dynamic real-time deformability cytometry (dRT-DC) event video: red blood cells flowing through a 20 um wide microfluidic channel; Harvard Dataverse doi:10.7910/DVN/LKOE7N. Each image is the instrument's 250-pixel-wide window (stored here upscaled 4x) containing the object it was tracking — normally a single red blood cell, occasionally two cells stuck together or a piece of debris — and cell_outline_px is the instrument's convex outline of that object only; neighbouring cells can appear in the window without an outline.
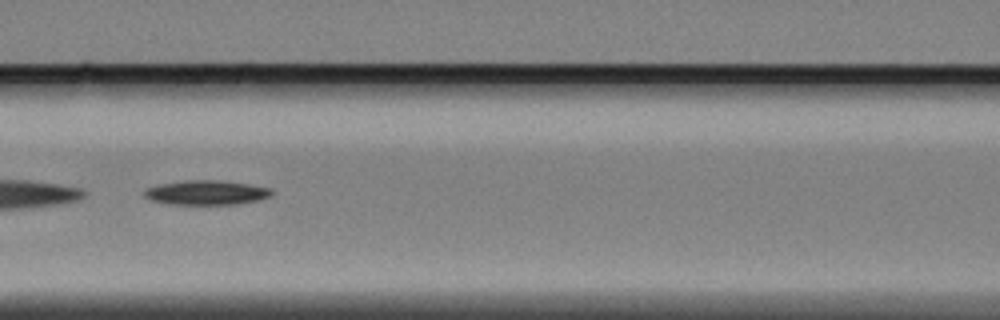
{"species": "Egyptian fruit bat (a non-hibernating species)", "species_latin": "Rousettus aegyptiacus", "temperature_condition": "cold", "stored_images_in_passage": 25, "camera_frame_rate_fps": 3000, "um_per_image_px": 0.085, "animal": {"sex": "female"}, "frame": {"image": 1, "passage_image": 14, "time_ms": 4.333, "image_size_px": [1000, 320], "cell_outline_px": [[276, 192], [272, 196], [260, 200], [236, 204], [168, 204], [152, 200], [144, 196], [144, 192], [148, 188], [160, 184], [184, 180], [220, 180], [248, 184], [272, 188]], "centroid_in_image_um": [17.62, 16.37], "position_along_channel_um": 149.0, "area_um2": 18.26}}